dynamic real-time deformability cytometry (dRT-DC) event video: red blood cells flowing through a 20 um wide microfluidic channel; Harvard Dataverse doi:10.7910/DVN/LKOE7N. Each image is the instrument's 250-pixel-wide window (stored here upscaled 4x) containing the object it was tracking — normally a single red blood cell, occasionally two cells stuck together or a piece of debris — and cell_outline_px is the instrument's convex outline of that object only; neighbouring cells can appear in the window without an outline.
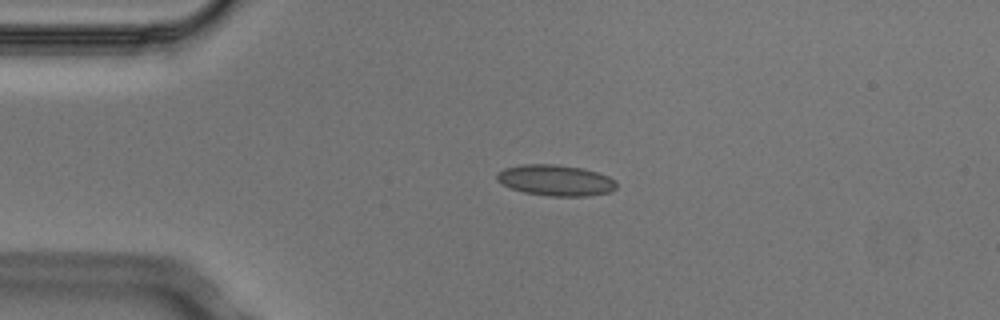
{"species": "Egyptian fruit bat (a non-hibernating species)", "species_latin": "Rousettus aegyptiacus", "temperature_condition": "cold", "stored_images_in_passage": 3, "camera_frame_rate_fps": 3000, "um_per_image_px": 0.085, "animal": {"sex": "male"}, "frame": {"image": 1, "passage_image": 2, "time_ms": 0.333, "image_size_px": [1000, 320], "cell_outline_px": [[616, 188], [608, 192], [588, 196], [548, 196], [524, 192], [512, 188], [496, 180], [496, 172], [504, 168], [524, 164], [556, 164], [580, 168], [596, 172], [608, 176], [616, 180]], "centroid_in_image_um": [47.21, 15.32], "position_along_channel_um": 37.8, "area_um2": 21.5}}